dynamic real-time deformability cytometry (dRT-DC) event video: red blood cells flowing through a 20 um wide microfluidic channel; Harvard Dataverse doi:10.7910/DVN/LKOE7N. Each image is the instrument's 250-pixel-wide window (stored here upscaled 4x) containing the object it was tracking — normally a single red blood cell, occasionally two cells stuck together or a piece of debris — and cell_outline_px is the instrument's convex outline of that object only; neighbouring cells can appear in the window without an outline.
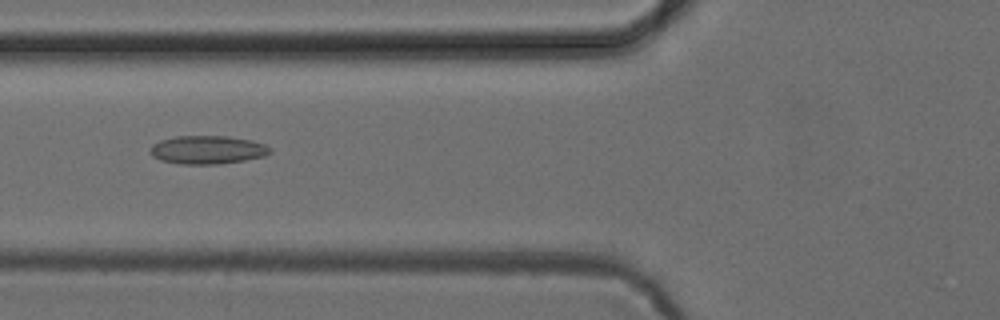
{"species": "common noctule bat (a hibernating species)", "species_latin": "Nyctalus noctula", "temperature_condition": "cold", "stored_images_in_passage": 51, "camera_frame_rate_fps": 3000, "um_per_image_px": 0.085, "animal": {"sex": "female", "body_mass_g": 24.6, "forearm_length_mm": 56.2}, "frame": {"image": 1, "passage_image": 20, "time_ms": 6.333, "image_size_px": [1000, 320], "cell_outline_px": [[272, 152], [264, 156], [244, 160], [220, 164], [180, 164], [160, 160], [152, 156], [152, 144], [160, 140], [176, 136], [228, 136], [252, 140], [264, 144], [272, 148]], "centroid_in_image_um": [17.66, 12.73], "position_along_channel_um": 108.1, "area_um2": 19.83}}
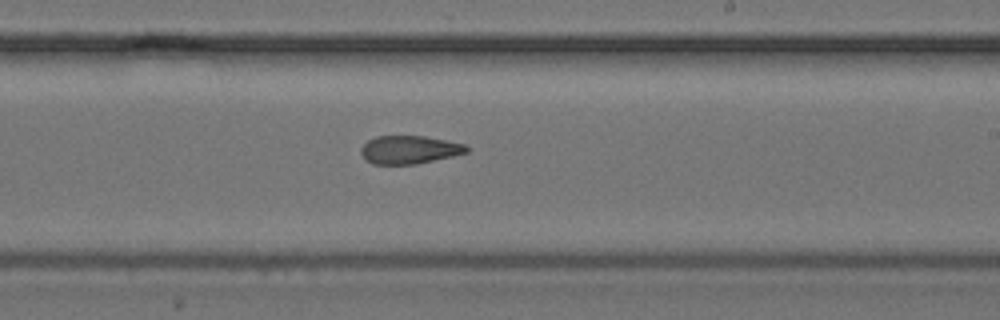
{"frame": {"image": 2, "passage_image": 31, "time_ms": 10.0, "image_size_px": [1000, 320], "cell_outline_px": [[468, 152], [452, 156], [416, 164], [372, 164], [364, 160], [360, 152], [360, 148], [368, 140], [376, 136], [424, 136], [464, 144], [468, 148]], "centroid_in_image_um": [34.74, 12.73], "position_along_channel_um": 254.3, "area_um2": 17.28}}
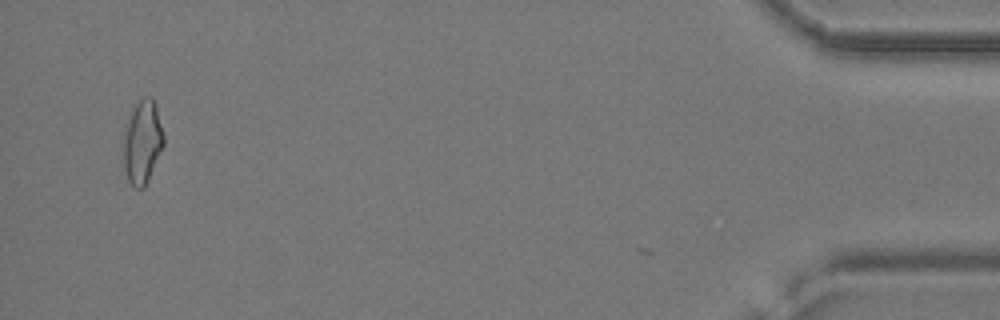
{"frame": {"image": 3, "passage_image": 50, "time_ms": 16.333, "image_size_px": [1000, 320], "cell_outline_px": [[164, 144], [148, 180], [144, 188], [136, 188], [128, 180], [124, 168], [120, 144], [128, 112], [140, 100], [148, 96], [152, 96], [156, 104], [164, 132]], "centroid_in_image_um": [12.06, 12.03], "position_along_channel_um": 423.1, "area_um2": 20.35}}